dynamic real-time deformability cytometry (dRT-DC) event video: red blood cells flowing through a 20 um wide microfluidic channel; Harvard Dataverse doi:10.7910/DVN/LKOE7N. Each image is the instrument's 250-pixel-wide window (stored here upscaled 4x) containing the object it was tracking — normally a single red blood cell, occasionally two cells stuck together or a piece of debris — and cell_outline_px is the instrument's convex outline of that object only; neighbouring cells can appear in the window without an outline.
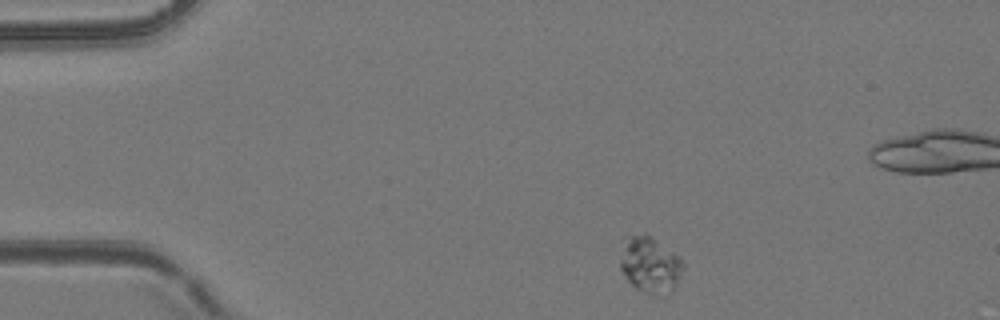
{"species": "common noctule bat (a hibernating species)", "species_latin": "Nyctalus noctula", "temperature_condition": "room temperature", "stored_images_in_passage": 47, "camera_frame_rate_fps": 3000, "um_per_image_px": 0.085, "animal": {"sex": "female", "body_mass_g": 24.6, "forearm_length_mm": 56.2}, "frame": {"image": 1, "passage_image": 2, "time_ms": 0.333, "image_size_px": [1000, 320], "cell_outline_px": [[684, 268], [672, 292], [664, 296], [644, 292], [636, 288], [624, 276], [620, 268], [620, 260], [624, 236], [644, 232], [680, 256], [684, 264]], "centroid_in_image_um": [55.25, 22.49], "position_along_channel_um": 29.7, "area_um2": 20.87}}
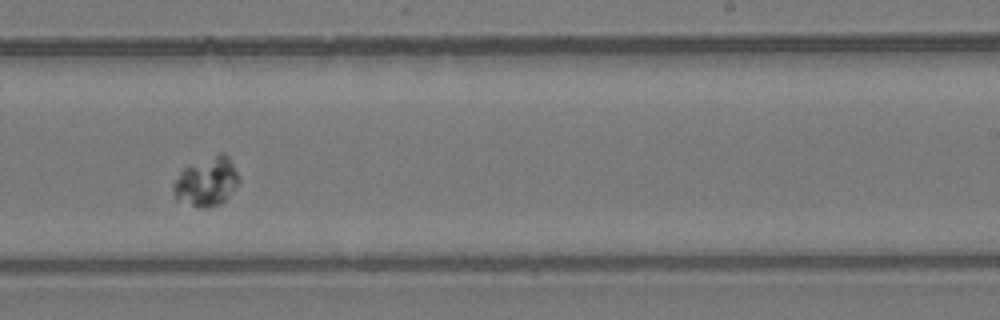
{"frame": {"image": 2, "passage_image": 26, "time_ms": 8.333, "image_size_px": [1000, 320], "cell_outline_px": [[240, 180], [236, 188], [220, 204], [208, 208], [196, 208], [176, 200], [172, 192], [172, 184], [180, 172], [184, 168], [220, 152], [224, 152], [228, 156], [240, 176]], "centroid_in_image_um": [17.55, 15.47], "position_along_channel_um": 271.4, "area_um2": 18.96}}
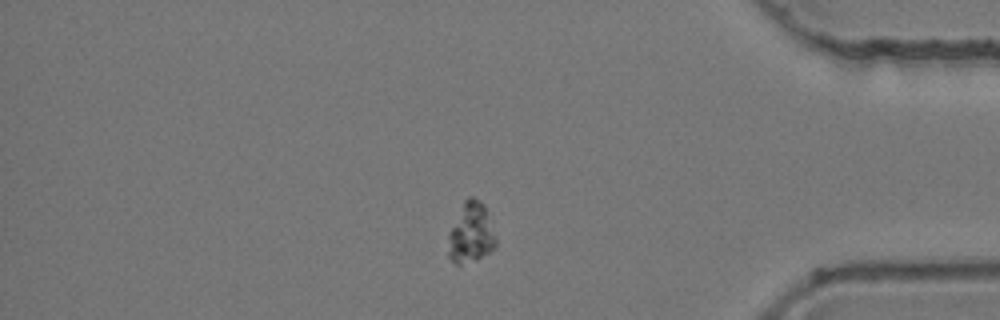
{"frame": {"image": 3, "passage_image": 38, "time_ms": 12.333, "image_size_px": [1000, 320], "cell_outline_px": [[496, 248], [480, 256], [460, 264], [456, 264], [448, 256], [448, 232], [464, 200], [468, 196], [472, 196], [480, 200], [484, 204], [496, 236]], "centroid_in_image_um": [40.02, 19.75], "position_along_channel_um": 395.2, "area_um2": 16.65}}